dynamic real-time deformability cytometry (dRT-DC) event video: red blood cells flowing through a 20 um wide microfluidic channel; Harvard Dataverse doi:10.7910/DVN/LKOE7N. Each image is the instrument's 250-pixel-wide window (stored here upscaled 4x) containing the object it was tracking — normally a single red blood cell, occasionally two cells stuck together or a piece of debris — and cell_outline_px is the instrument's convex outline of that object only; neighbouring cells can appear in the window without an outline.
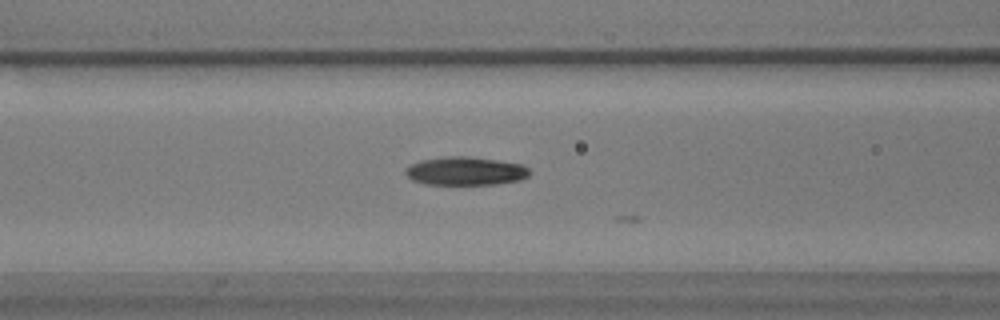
{"species": "common noctule bat (a hibernating species)", "species_latin": "Nyctalus noctula", "temperature_condition": "warm", "stored_images_in_passage": 13, "camera_frame_rate_fps": 3000, "um_per_image_px": 0.085, "animal": {"sex": "male", "body_mass_g": 17.9}, "frame": {"image": 1, "passage_image": 9, "time_ms": 2.667, "image_size_px": [1000, 320], "cell_outline_px": [[532, 172], [528, 176], [520, 180], [492, 184], [424, 184], [412, 180], [404, 172], [404, 168], [420, 160], [444, 156], [468, 156], [524, 164]], "centroid_in_image_um": [39.56, 14.53], "position_along_channel_um": 127.0, "area_um2": 20.63}}